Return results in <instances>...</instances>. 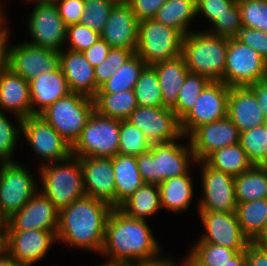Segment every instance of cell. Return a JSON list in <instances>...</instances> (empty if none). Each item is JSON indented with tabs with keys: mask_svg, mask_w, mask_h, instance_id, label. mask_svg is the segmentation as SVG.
Listing matches in <instances>:
<instances>
[{
	"mask_svg": "<svg viewBox=\"0 0 267 266\" xmlns=\"http://www.w3.org/2000/svg\"><path fill=\"white\" fill-rule=\"evenodd\" d=\"M117 0H84L85 13L80 24L101 33Z\"/></svg>",
	"mask_w": 267,
	"mask_h": 266,
	"instance_id": "b9f144b4",
	"label": "cell"
},
{
	"mask_svg": "<svg viewBox=\"0 0 267 266\" xmlns=\"http://www.w3.org/2000/svg\"><path fill=\"white\" fill-rule=\"evenodd\" d=\"M22 135L41 157V163L61 161L71 155V145L39 115L23 119Z\"/></svg>",
	"mask_w": 267,
	"mask_h": 266,
	"instance_id": "5bb4252c",
	"label": "cell"
},
{
	"mask_svg": "<svg viewBox=\"0 0 267 266\" xmlns=\"http://www.w3.org/2000/svg\"><path fill=\"white\" fill-rule=\"evenodd\" d=\"M119 209L131 218L146 220L148 216L162 209L159 186L144 183Z\"/></svg>",
	"mask_w": 267,
	"mask_h": 266,
	"instance_id": "f546056e",
	"label": "cell"
},
{
	"mask_svg": "<svg viewBox=\"0 0 267 266\" xmlns=\"http://www.w3.org/2000/svg\"><path fill=\"white\" fill-rule=\"evenodd\" d=\"M85 195L102 200L115 208V176L112 158H79Z\"/></svg>",
	"mask_w": 267,
	"mask_h": 266,
	"instance_id": "7402d4cb",
	"label": "cell"
},
{
	"mask_svg": "<svg viewBox=\"0 0 267 266\" xmlns=\"http://www.w3.org/2000/svg\"><path fill=\"white\" fill-rule=\"evenodd\" d=\"M201 165V187L203 197L198 201L199 211L235 212L237 200L235 177L210 167L205 161Z\"/></svg>",
	"mask_w": 267,
	"mask_h": 266,
	"instance_id": "7c38bea8",
	"label": "cell"
},
{
	"mask_svg": "<svg viewBox=\"0 0 267 266\" xmlns=\"http://www.w3.org/2000/svg\"><path fill=\"white\" fill-rule=\"evenodd\" d=\"M190 173L189 171L180 177L168 178L158 185L162 209L179 213L189 208L194 197V184Z\"/></svg>",
	"mask_w": 267,
	"mask_h": 266,
	"instance_id": "f1b7e54d",
	"label": "cell"
},
{
	"mask_svg": "<svg viewBox=\"0 0 267 266\" xmlns=\"http://www.w3.org/2000/svg\"><path fill=\"white\" fill-rule=\"evenodd\" d=\"M9 120L4 112H0V164L15 161L12 159V154L16 150L19 136L22 134V124L17 127Z\"/></svg>",
	"mask_w": 267,
	"mask_h": 266,
	"instance_id": "ee69618b",
	"label": "cell"
},
{
	"mask_svg": "<svg viewBox=\"0 0 267 266\" xmlns=\"http://www.w3.org/2000/svg\"><path fill=\"white\" fill-rule=\"evenodd\" d=\"M94 110V98L70 92L48 106L39 116L72 146Z\"/></svg>",
	"mask_w": 267,
	"mask_h": 266,
	"instance_id": "8992f818",
	"label": "cell"
},
{
	"mask_svg": "<svg viewBox=\"0 0 267 266\" xmlns=\"http://www.w3.org/2000/svg\"><path fill=\"white\" fill-rule=\"evenodd\" d=\"M204 161L210 167L234 177L239 176L254 166L240 143L216 150Z\"/></svg>",
	"mask_w": 267,
	"mask_h": 266,
	"instance_id": "d6a6232c",
	"label": "cell"
},
{
	"mask_svg": "<svg viewBox=\"0 0 267 266\" xmlns=\"http://www.w3.org/2000/svg\"><path fill=\"white\" fill-rule=\"evenodd\" d=\"M230 87L222 81H211L201 92L193 108L180 121L185 139L197 127L227 116Z\"/></svg>",
	"mask_w": 267,
	"mask_h": 266,
	"instance_id": "8fae6325",
	"label": "cell"
},
{
	"mask_svg": "<svg viewBox=\"0 0 267 266\" xmlns=\"http://www.w3.org/2000/svg\"><path fill=\"white\" fill-rule=\"evenodd\" d=\"M139 21L126 1H118L111 9L109 18L100 33L112 48L128 49L134 54L138 42Z\"/></svg>",
	"mask_w": 267,
	"mask_h": 266,
	"instance_id": "44dd1931",
	"label": "cell"
},
{
	"mask_svg": "<svg viewBox=\"0 0 267 266\" xmlns=\"http://www.w3.org/2000/svg\"><path fill=\"white\" fill-rule=\"evenodd\" d=\"M267 61L236 38H228L222 82L229 87H246L265 78Z\"/></svg>",
	"mask_w": 267,
	"mask_h": 266,
	"instance_id": "30bf717a",
	"label": "cell"
},
{
	"mask_svg": "<svg viewBox=\"0 0 267 266\" xmlns=\"http://www.w3.org/2000/svg\"><path fill=\"white\" fill-rule=\"evenodd\" d=\"M59 67V51L36 47L27 42L10 46L9 68L28 82Z\"/></svg>",
	"mask_w": 267,
	"mask_h": 266,
	"instance_id": "2e32d148",
	"label": "cell"
},
{
	"mask_svg": "<svg viewBox=\"0 0 267 266\" xmlns=\"http://www.w3.org/2000/svg\"><path fill=\"white\" fill-rule=\"evenodd\" d=\"M237 0H196V15L203 14L211 23L229 9Z\"/></svg>",
	"mask_w": 267,
	"mask_h": 266,
	"instance_id": "681fc988",
	"label": "cell"
},
{
	"mask_svg": "<svg viewBox=\"0 0 267 266\" xmlns=\"http://www.w3.org/2000/svg\"><path fill=\"white\" fill-rule=\"evenodd\" d=\"M57 241L52 231H6L7 253L24 266L41 260Z\"/></svg>",
	"mask_w": 267,
	"mask_h": 266,
	"instance_id": "ffe728a7",
	"label": "cell"
},
{
	"mask_svg": "<svg viewBox=\"0 0 267 266\" xmlns=\"http://www.w3.org/2000/svg\"><path fill=\"white\" fill-rule=\"evenodd\" d=\"M177 141L152 144L148 151L136 157L145 183L159 185L168 178L180 177L191 171L190 163L197 161L190 142L186 146Z\"/></svg>",
	"mask_w": 267,
	"mask_h": 266,
	"instance_id": "3957f363",
	"label": "cell"
},
{
	"mask_svg": "<svg viewBox=\"0 0 267 266\" xmlns=\"http://www.w3.org/2000/svg\"><path fill=\"white\" fill-rule=\"evenodd\" d=\"M146 67L145 62L137 54H134L100 86L98 93L115 94L133 90L140 74Z\"/></svg>",
	"mask_w": 267,
	"mask_h": 266,
	"instance_id": "d590c367",
	"label": "cell"
},
{
	"mask_svg": "<svg viewBox=\"0 0 267 266\" xmlns=\"http://www.w3.org/2000/svg\"><path fill=\"white\" fill-rule=\"evenodd\" d=\"M127 121L142 131L151 145L185 137L181 131L180 120L171 109L165 107L138 106Z\"/></svg>",
	"mask_w": 267,
	"mask_h": 266,
	"instance_id": "4fadbf2b",
	"label": "cell"
},
{
	"mask_svg": "<svg viewBox=\"0 0 267 266\" xmlns=\"http://www.w3.org/2000/svg\"><path fill=\"white\" fill-rule=\"evenodd\" d=\"M235 213L243 234L254 242L267 223V199L238 203Z\"/></svg>",
	"mask_w": 267,
	"mask_h": 266,
	"instance_id": "1f68e13d",
	"label": "cell"
},
{
	"mask_svg": "<svg viewBox=\"0 0 267 266\" xmlns=\"http://www.w3.org/2000/svg\"><path fill=\"white\" fill-rule=\"evenodd\" d=\"M242 26L267 32V0L237 1Z\"/></svg>",
	"mask_w": 267,
	"mask_h": 266,
	"instance_id": "7bdbcfd3",
	"label": "cell"
},
{
	"mask_svg": "<svg viewBox=\"0 0 267 266\" xmlns=\"http://www.w3.org/2000/svg\"><path fill=\"white\" fill-rule=\"evenodd\" d=\"M55 5L66 26L79 23L85 13L84 0H56Z\"/></svg>",
	"mask_w": 267,
	"mask_h": 266,
	"instance_id": "f907efd6",
	"label": "cell"
},
{
	"mask_svg": "<svg viewBox=\"0 0 267 266\" xmlns=\"http://www.w3.org/2000/svg\"><path fill=\"white\" fill-rule=\"evenodd\" d=\"M237 203L267 199V173L259 165L235 177Z\"/></svg>",
	"mask_w": 267,
	"mask_h": 266,
	"instance_id": "e575fe53",
	"label": "cell"
},
{
	"mask_svg": "<svg viewBox=\"0 0 267 266\" xmlns=\"http://www.w3.org/2000/svg\"><path fill=\"white\" fill-rule=\"evenodd\" d=\"M256 244L263 246L265 250L267 251V243H256Z\"/></svg>",
	"mask_w": 267,
	"mask_h": 266,
	"instance_id": "03108f58",
	"label": "cell"
},
{
	"mask_svg": "<svg viewBox=\"0 0 267 266\" xmlns=\"http://www.w3.org/2000/svg\"><path fill=\"white\" fill-rule=\"evenodd\" d=\"M60 68L65 75L70 92L94 98L99 90L94 75V67L82 52L62 50Z\"/></svg>",
	"mask_w": 267,
	"mask_h": 266,
	"instance_id": "cb8c5ba5",
	"label": "cell"
},
{
	"mask_svg": "<svg viewBox=\"0 0 267 266\" xmlns=\"http://www.w3.org/2000/svg\"><path fill=\"white\" fill-rule=\"evenodd\" d=\"M184 35L177 29L161 24L154 19L138 24L137 54L147 66L182 55Z\"/></svg>",
	"mask_w": 267,
	"mask_h": 266,
	"instance_id": "ba28073f",
	"label": "cell"
},
{
	"mask_svg": "<svg viewBox=\"0 0 267 266\" xmlns=\"http://www.w3.org/2000/svg\"><path fill=\"white\" fill-rule=\"evenodd\" d=\"M5 20L4 12H2L0 14V72L9 68L10 42H8L9 31L5 27Z\"/></svg>",
	"mask_w": 267,
	"mask_h": 266,
	"instance_id": "db71d44e",
	"label": "cell"
},
{
	"mask_svg": "<svg viewBox=\"0 0 267 266\" xmlns=\"http://www.w3.org/2000/svg\"><path fill=\"white\" fill-rule=\"evenodd\" d=\"M6 231H58L59 210L39 190L19 211L5 221Z\"/></svg>",
	"mask_w": 267,
	"mask_h": 266,
	"instance_id": "ac0fdd59",
	"label": "cell"
},
{
	"mask_svg": "<svg viewBox=\"0 0 267 266\" xmlns=\"http://www.w3.org/2000/svg\"><path fill=\"white\" fill-rule=\"evenodd\" d=\"M172 258H160L156 261H153V262H147V263H140V264H137V265H134V266H178L175 264L174 260H171ZM184 263L182 266H187V262H186V258L183 259Z\"/></svg>",
	"mask_w": 267,
	"mask_h": 266,
	"instance_id": "6f0895ef",
	"label": "cell"
},
{
	"mask_svg": "<svg viewBox=\"0 0 267 266\" xmlns=\"http://www.w3.org/2000/svg\"><path fill=\"white\" fill-rule=\"evenodd\" d=\"M246 266H267V251L263 246L255 242L247 245Z\"/></svg>",
	"mask_w": 267,
	"mask_h": 266,
	"instance_id": "11a10c76",
	"label": "cell"
},
{
	"mask_svg": "<svg viewBox=\"0 0 267 266\" xmlns=\"http://www.w3.org/2000/svg\"><path fill=\"white\" fill-rule=\"evenodd\" d=\"M137 105L141 107H163L162 93L155 70L147 66L134 86Z\"/></svg>",
	"mask_w": 267,
	"mask_h": 266,
	"instance_id": "f35d334b",
	"label": "cell"
},
{
	"mask_svg": "<svg viewBox=\"0 0 267 266\" xmlns=\"http://www.w3.org/2000/svg\"><path fill=\"white\" fill-rule=\"evenodd\" d=\"M267 173V159L260 165Z\"/></svg>",
	"mask_w": 267,
	"mask_h": 266,
	"instance_id": "e7e4bbea",
	"label": "cell"
},
{
	"mask_svg": "<svg viewBox=\"0 0 267 266\" xmlns=\"http://www.w3.org/2000/svg\"><path fill=\"white\" fill-rule=\"evenodd\" d=\"M2 111L13 113L18 124L32 115L29 82L10 68L0 72V112Z\"/></svg>",
	"mask_w": 267,
	"mask_h": 266,
	"instance_id": "603a6c76",
	"label": "cell"
},
{
	"mask_svg": "<svg viewBox=\"0 0 267 266\" xmlns=\"http://www.w3.org/2000/svg\"><path fill=\"white\" fill-rule=\"evenodd\" d=\"M94 266H113V265H106V264H98V265H94Z\"/></svg>",
	"mask_w": 267,
	"mask_h": 266,
	"instance_id": "a7ac6f4b",
	"label": "cell"
},
{
	"mask_svg": "<svg viewBox=\"0 0 267 266\" xmlns=\"http://www.w3.org/2000/svg\"><path fill=\"white\" fill-rule=\"evenodd\" d=\"M34 175L18 162L0 164V215L4 221L37 193Z\"/></svg>",
	"mask_w": 267,
	"mask_h": 266,
	"instance_id": "9c48e42d",
	"label": "cell"
},
{
	"mask_svg": "<svg viewBox=\"0 0 267 266\" xmlns=\"http://www.w3.org/2000/svg\"><path fill=\"white\" fill-rule=\"evenodd\" d=\"M150 147L151 144L142 131L127 120H120L119 154L137 157Z\"/></svg>",
	"mask_w": 267,
	"mask_h": 266,
	"instance_id": "60d3db41",
	"label": "cell"
},
{
	"mask_svg": "<svg viewBox=\"0 0 267 266\" xmlns=\"http://www.w3.org/2000/svg\"><path fill=\"white\" fill-rule=\"evenodd\" d=\"M211 80L201 74L189 72L178 92L176 105L171 109L181 121L193 108L197 98Z\"/></svg>",
	"mask_w": 267,
	"mask_h": 266,
	"instance_id": "74e56055",
	"label": "cell"
},
{
	"mask_svg": "<svg viewBox=\"0 0 267 266\" xmlns=\"http://www.w3.org/2000/svg\"><path fill=\"white\" fill-rule=\"evenodd\" d=\"M30 1V0H29ZM32 1V3H45V2H47V3H55L56 2V0H31Z\"/></svg>",
	"mask_w": 267,
	"mask_h": 266,
	"instance_id": "be15d7a7",
	"label": "cell"
},
{
	"mask_svg": "<svg viewBox=\"0 0 267 266\" xmlns=\"http://www.w3.org/2000/svg\"><path fill=\"white\" fill-rule=\"evenodd\" d=\"M115 176V208H119L145 182L135 156L117 154L112 157Z\"/></svg>",
	"mask_w": 267,
	"mask_h": 266,
	"instance_id": "83f0119b",
	"label": "cell"
},
{
	"mask_svg": "<svg viewBox=\"0 0 267 266\" xmlns=\"http://www.w3.org/2000/svg\"><path fill=\"white\" fill-rule=\"evenodd\" d=\"M224 266H246V250L238 252Z\"/></svg>",
	"mask_w": 267,
	"mask_h": 266,
	"instance_id": "680465c9",
	"label": "cell"
},
{
	"mask_svg": "<svg viewBox=\"0 0 267 266\" xmlns=\"http://www.w3.org/2000/svg\"><path fill=\"white\" fill-rule=\"evenodd\" d=\"M242 27L241 12L236 2L229 9V13L217 17L211 23V27L204 31L213 36L235 38Z\"/></svg>",
	"mask_w": 267,
	"mask_h": 266,
	"instance_id": "f6af8a7d",
	"label": "cell"
},
{
	"mask_svg": "<svg viewBox=\"0 0 267 266\" xmlns=\"http://www.w3.org/2000/svg\"><path fill=\"white\" fill-rule=\"evenodd\" d=\"M119 133L120 120L105 117L94 110L71 146V154L78 158L115 157L119 153Z\"/></svg>",
	"mask_w": 267,
	"mask_h": 266,
	"instance_id": "52a82bcc",
	"label": "cell"
},
{
	"mask_svg": "<svg viewBox=\"0 0 267 266\" xmlns=\"http://www.w3.org/2000/svg\"><path fill=\"white\" fill-rule=\"evenodd\" d=\"M264 80L267 82V70H266V75H265Z\"/></svg>",
	"mask_w": 267,
	"mask_h": 266,
	"instance_id": "2644e50d",
	"label": "cell"
},
{
	"mask_svg": "<svg viewBox=\"0 0 267 266\" xmlns=\"http://www.w3.org/2000/svg\"><path fill=\"white\" fill-rule=\"evenodd\" d=\"M235 38L254 49L267 61V32L242 27Z\"/></svg>",
	"mask_w": 267,
	"mask_h": 266,
	"instance_id": "c3c4849f",
	"label": "cell"
},
{
	"mask_svg": "<svg viewBox=\"0 0 267 266\" xmlns=\"http://www.w3.org/2000/svg\"><path fill=\"white\" fill-rule=\"evenodd\" d=\"M246 249H230L212 243H195L187 254V266H224L238 252Z\"/></svg>",
	"mask_w": 267,
	"mask_h": 266,
	"instance_id": "8d00e7d4",
	"label": "cell"
},
{
	"mask_svg": "<svg viewBox=\"0 0 267 266\" xmlns=\"http://www.w3.org/2000/svg\"><path fill=\"white\" fill-rule=\"evenodd\" d=\"M0 266H24L20 262L14 260L8 253L0 257Z\"/></svg>",
	"mask_w": 267,
	"mask_h": 266,
	"instance_id": "94428289",
	"label": "cell"
},
{
	"mask_svg": "<svg viewBox=\"0 0 267 266\" xmlns=\"http://www.w3.org/2000/svg\"><path fill=\"white\" fill-rule=\"evenodd\" d=\"M29 85L32 115H39L48 106L70 93L67 80L60 67L54 72L40 74L29 81Z\"/></svg>",
	"mask_w": 267,
	"mask_h": 266,
	"instance_id": "484cf974",
	"label": "cell"
},
{
	"mask_svg": "<svg viewBox=\"0 0 267 266\" xmlns=\"http://www.w3.org/2000/svg\"><path fill=\"white\" fill-rule=\"evenodd\" d=\"M160 250L158 240L146 220L131 218L119 208L112 209L100 253L108 257L109 261L106 258L103 264L134 266L153 262L162 258Z\"/></svg>",
	"mask_w": 267,
	"mask_h": 266,
	"instance_id": "6da1fadb",
	"label": "cell"
},
{
	"mask_svg": "<svg viewBox=\"0 0 267 266\" xmlns=\"http://www.w3.org/2000/svg\"><path fill=\"white\" fill-rule=\"evenodd\" d=\"M95 110L109 118L127 120L138 107L133 90L119 93H97L94 97Z\"/></svg>",
	"mask_w": 267,
	"mask_h": 266,
	"instance_id": "836d02e7",
	"label": "cell"
},
{
	"mask_svg": "<svg viewBox=\"0 0 267 266\" xmlns=\"http://www.w3.org/2000/svg\"><path fill=\"white\" fill-rule=\"evenodd\" d=\"M228 38L213 36L205 31H191L183 37L182 56L188 70L222 81L226 65Z\"/></svg>",
	"mask_w": 267,
	"mask_h": 266,
	"instance_id": "277c9868",
	"label": "cell"
},
{
	"mask_svg": "<svg viewBox=\"0 0 267 266\" xmlns=\"http://www.w3.org/2000/svg\"><path fill=\"white\" fill-rule=\"evenodd\" d=\"M227 116L240 133L266 122L257 98L248 86L230 87Z\"/></svg>",
	"mask_w": 267,
	"mask_h": 266,
	"instance_id": "d4e9b609",
	"label": "cell"
},
{
	"mask_svg": "<svg viewBox=\"0 0 267 266\" xmlns=\"http://www.w3.org/2000/svg\"><path fill=\"white\" fill-rule=\"evenodd\" d=\"M151 67L155 70L159 81L163 107L172 109L177 102L178 92L190 72L182 55L166 61L157 62Z\"/></svg>",
	"mask_w": 267,
	"mask_h": 266,
	"instance_id": "4316f807",
	"label": "cell"
},
{
	"mask_svg": "<svg viewBox=\"0 0 267 266\" xmlns=\"http://www.w3.org/2000/svg\"><path fill=\"white\" fill-rule=\"evenodd\" d=\"M101 38L99 32L88 28L80 23L67 26L66 41L68 47L66 48L75 52H83L90 46L96 43Z\"/></svg>",
	"mask_w": 267,
	"mask_h": 266,
	"instance_id": "7dc6e473",
	"label": "cell"
},
{
	"mask_svg": "<svg viewBox=\"0 0 267 266\" xmlns=\"http://www.w3.org/2000/svg\"><path fill=\"white\" fill-rule=\"evenodd\" d=\"M241 147L253 165H261L267 159V126L259 125L240 133Z\"/></svg>",
	"mask_w": 267,
	"mask_h": 266,
	"instance_id": "ab89813d",
	"label": "cell"
},
{
	"mask_svg": "<svg viewBox=\"0 0 267 266\" xmlns=\"http://www.w3.org/2000/svg\"><path fill=\"white\" fill-rule=\"evenodd\" d=\"M39 170L43 189L38 190L59 211L86 196L81 162L78 157L71 154L64 160L42 164Z\"/></svg>",
	"mask_w": 267,
	"mask_h": 266,
	"instance_id": "5b68a950",
	"label": "cell"
},
{
	"mask_svg": "<svg viewBox=\"0 0 267 266\" xmlns=\"http://www.w3.org/2000/svg\"><path fill=\"white\" fill-rule=\"evenodd\" d=\"M0 224H5V221L3 220V218L0 215Z\"/></svg>",
	"mask_w": 267,
	"mask_h": 266,
	"instance_id": "003e7915",
	"label": "cell"
},
{
	"mask_svg": "<svg viewBox=\"0 0 267 266\" xmlns=\"http://www.w3.org/2000/svg\"><path fill=\"white\" fill-rule=\"evenodd\" d=\"M195 18H197L196 0H167L153 19L179 30L185 36L191 32L190 22Z\"/></svg>",
	"mask_w": 267,
	"mask_h": 266,
	"instance_id": "4dcf8cb0",
	"label": "cell"
},
{
	"mask_svg": "<svg viewBox=\"0 0 267 266\" xmlns=\"http://www.w3.org/2000/svg\"><path fill=\"white\" fill-rule=\"evenodd\" d=\"M3 8L1 7V3H0V14L2 13Z\"/></svg>",
	"mask_w": 267,
	"mask_h": 266,
	"instance_id": "89a4df30",
	"label": "cell"
},
{
	"mask_svg": "<svg viewBox=\"0 0 267 266\" xmlns=\"http://www.w3.org/2000/svg\"><path fill=\"white\" fill-rule=\"evenodd\" d=\"M133 55L128 49L111 48L105 60L94 68L96 84L100 87Z\"/></svg>",
	"mask_w": 267,
	"mask_h": 266,
	"instance_id": "bcb514c9",
	"label": "cell"
},
{
	"mask_svg": "<svg viewBox=\"0 0 267 266\" xmlns=\"http://www.w3.org/2000/svg\"><path fill=\"white\" fill-rule=\"evenodd\" d=\"M28 20L32 40L28 44L62 51L66 41L67 26L62 21L55 3H36Z\"/></svg>",
	"mask_w": 267,
	"mask_h": 266,
	"instance_id": "9a60e30c",
	"label": "cell"
},
{
	"mask_svg": "<svg viewBox=\"0 0 267 266\" xmlns=\"http://www.w3.org/2000/svg\"><path fill=\"white\" fill-rule=\"evenodd\" d=\"M205 234L196 243H212L230 249H246L250 240L243 234L235 212L198 211Z\"/></svg>",
	"mask_w": 267,
	"mask_h": 266,
	"instance_id": "e0dca14e",
	"label": "cell"
},
{
	"mask_svg": "<svg viewBox=\"0 0 267 266\" xmlns=\"http://www.w3.org/2000/svg\"><path fill=\"white\" fill-rule=\"evenodd\" d=\"M196 161H204L211 153L239 143L240 131L226 116L197 127L189 136Z\"/></svg>",
	"mask_w": 267,
	"mask_h": 266,
	"instance_id": "d6986e66",
	"label": "cell"
},
{
	"mask_svg": "<svg viewBox=\"0 0 267 266\" xmlns=\"http://www.w3.org/2000/svg\"><path fill=\"white\" fill-rule=\"evenodd\" d=\"M167 0H126L138 21L153 19Z\"/></svg>",
	"mask_w": 267,
	"mask_h": 266,
	"instance_id": "816d5d0a",
	"label": "cell"
},
{
	"mask_svg": "<svg viewBox=\"0 0 267 266\" xmlns=\"http://www.w3.org/2000/svg\"><path fill=\"white\" fill-rule=\"evenodd\" d=\"M254 242L255 243H267V223L261 235Z\"/></svg>",
	"mask_w": 267,
	"mask_h": 266,
	"instance_id": "6125c7cd",
	"label": "cell"
},
{
	"mask_svg": "<svg viewBox=\"0 0 267 266\" xmlns=\"http://www.w3.org/2000/svg\"><path fill=\"white\" fill-rule=\"evenodd\" d=\"M255 94L260 109L267 120V82L265 80L258 81L248 86Z\"/></svg>",
	"mask_w": 267,
	"mask_h": 266,
	"instance_id": "9f6ffc18",
	"label": "cell"
},
{
	"mask_svg": "<svg viewBox=\"0 0 267 266\" xmlns=\"http://www.w3.org/2000/svg\"><path fill=\"white\" fill-rule=\"evenodd\" d=\"M111 48L112 47L105 40H102L100 38L96 43H94L82 53L85 55L90 64L95 68L105 60Z\"/></svg>",
	"mask_w": 267,
	"mask_h": 266,
	"instance_id": "f5cc1de1",
	"label": "cell"
},
{
	"mask_svg": "<svg viewBox=\"0 0 267 266\" xmlns=\"http://www.w3.org/2000/svg\"><path fill=\"white\" fill-rule=\"evenodd\" d=\"M112 209L110 204L88 196L76 200L59 211L57 242L100 254Z\"/></svg>",
	"mask_w": 267,
	"mask_h": 266,
	"instance_id": "7a4b0ae2",
	"label": "cell"
},
{
	"mask_svg": "<svg viewBox=\"0 0 267 266\" xmlns=\"http://www.w3.org/2000/svg\"><path fill=\"white\" fill-rule=\"evenodd\" d=\"M7 253L6 224H0V257Z\"/></svg>",
	"mask_w": 267,
	"mask_h": 266,
	"instance_id": "91938a15",
	"label": "cell"
}]
</instances>
